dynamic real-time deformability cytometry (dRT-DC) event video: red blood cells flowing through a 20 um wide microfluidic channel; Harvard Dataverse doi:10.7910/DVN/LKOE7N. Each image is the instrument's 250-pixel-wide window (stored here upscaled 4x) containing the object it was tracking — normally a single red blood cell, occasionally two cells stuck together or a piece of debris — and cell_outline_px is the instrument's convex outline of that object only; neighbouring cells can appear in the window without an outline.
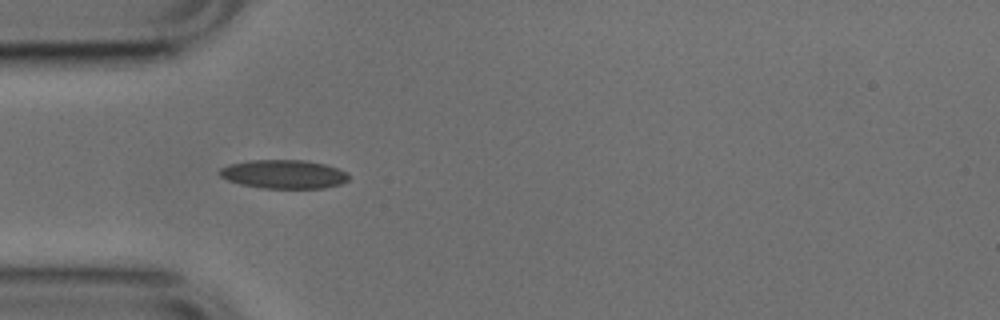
{"species": "common noctule bat (a hibernating species)", "species_latin": "Nyctalus noctula", "temperature_condition": "cold", "stored_images_in_passage": 37, "camera_frame_rate_fps": 3000, "um_per_image_px": 0.085, "animal": {"sex": "male", "body_mass_g": 17.9, "forearm_length_mm": 54.2}, "frame": {"image": 1, "passage_image": 1, "time_ms": 0.0, "image_size_px": [1000, 320], "cell_outline_px": [[348, 180], [340, 184], [324, 188], [260, 188], [240, 184], [228, 180], [220, 176], [220, 168], [228, 164], [248, 160], [304, 160], [324, 164], [348, 172]], "centroid_in_image_um": [24.1, 14.8], "position_along_channel_um": 60.9, "area_um2": 21.62}}
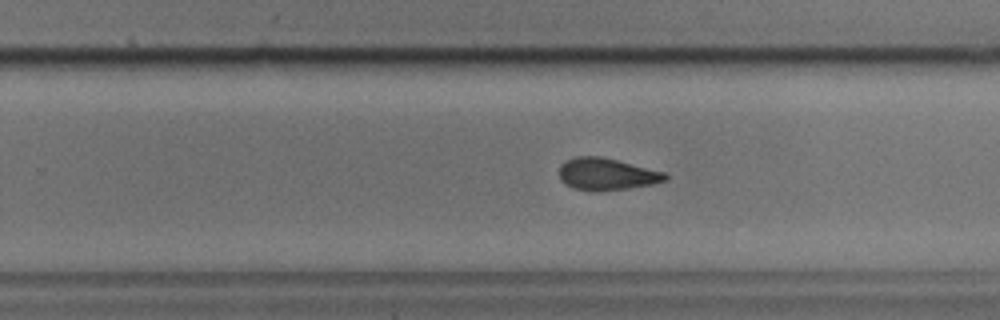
{"frame": {"image": 2, "passage_image": 18, "time_ms": 5.667, "image_size_px": [1000, 320], "cell_outline_px": [[668, 180], [652, 184], [628, 188], [596, 192], [572, 188], [560, 180], [560, 164], [564, 160], [576, 156], [604, 156], [664, 172], [668, 176]], "centroid_in_image_um": [51.55, 14.79], "position_along_channel_um": 278.3, "area_um2": 20.06}}
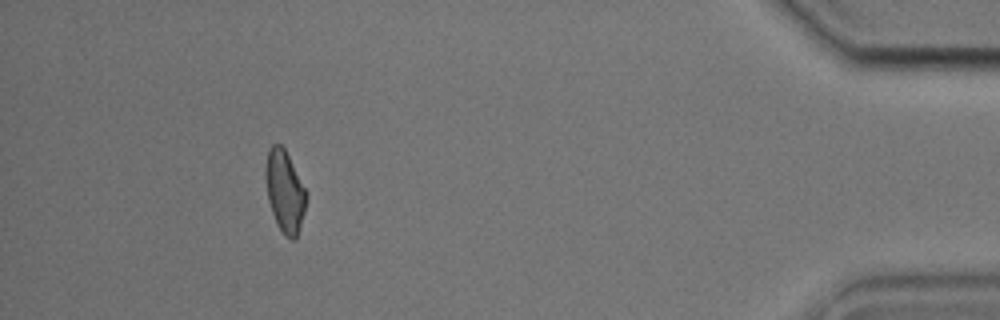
{"frame": {"image": 3, "passage_image": 33, "time_ms": 10.667, "image_size_px": [1000, 320], "cell_outline_px": [[308, 196], [304, 212], [296, 236], [292, 240], [284, 236], [276, 224], [268, 200], [264, 176], [264, 168], [268, 148], [272, 144], [280, 144], [284, 148], [308, 192]], "centroid_in_image_um": [24.19, 16.23], "position_along_channel_um": 411.0, "area_um2": 19.65}, "authors_computed_cell_mechanics": {"area_um2": 20.0566, "velocity_mm_per_s": 3.8577, "shape_relaxation_time_tau1_ms": 4.5651, "shape_relaxation_time_tau2_ms": 2.5285, "deformation_change_tau1": 0.1322, "deformation_change_tau2": 0.092}}